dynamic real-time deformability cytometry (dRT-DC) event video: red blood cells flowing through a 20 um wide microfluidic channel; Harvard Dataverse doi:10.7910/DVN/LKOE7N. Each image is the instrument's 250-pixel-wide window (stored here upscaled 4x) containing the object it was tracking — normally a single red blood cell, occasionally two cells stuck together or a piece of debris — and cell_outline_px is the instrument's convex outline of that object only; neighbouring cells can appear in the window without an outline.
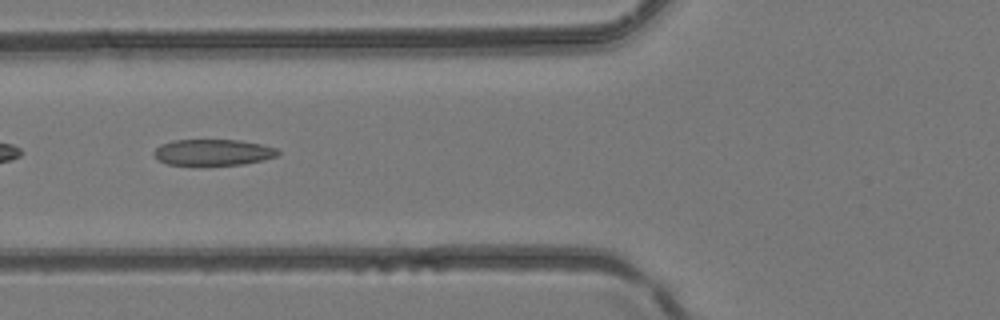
{"species": "common noctule bat (a hibernating species)", "species_latin": "Nyctalus noctula", "temperature_condition": "room temperature", "stored_images_in_passage": 4, "camera_frame_rate_fps": 3000, "um_per_image_px": 0.085, "animal": {"sex": "female", "body_mass_g": 24.6, "forearm_length_mm": 56.2}, "frame": {"image": 1, "passage_image": 4, "time_ms": 1.0, "image_size_px": [1000, 320], "cell_outline_px": [[280, 152], [276, 156], [264, 160], [244, 164], [168, 164], [160, 160], [152, 152], [160, 144], [172, 140], [240, 140], [260, 144], [276, 148]], "centroid_in_image_um": [18.12, 12.93], "position_along_channel_um": 107.7, "area_um2": 18.61}}